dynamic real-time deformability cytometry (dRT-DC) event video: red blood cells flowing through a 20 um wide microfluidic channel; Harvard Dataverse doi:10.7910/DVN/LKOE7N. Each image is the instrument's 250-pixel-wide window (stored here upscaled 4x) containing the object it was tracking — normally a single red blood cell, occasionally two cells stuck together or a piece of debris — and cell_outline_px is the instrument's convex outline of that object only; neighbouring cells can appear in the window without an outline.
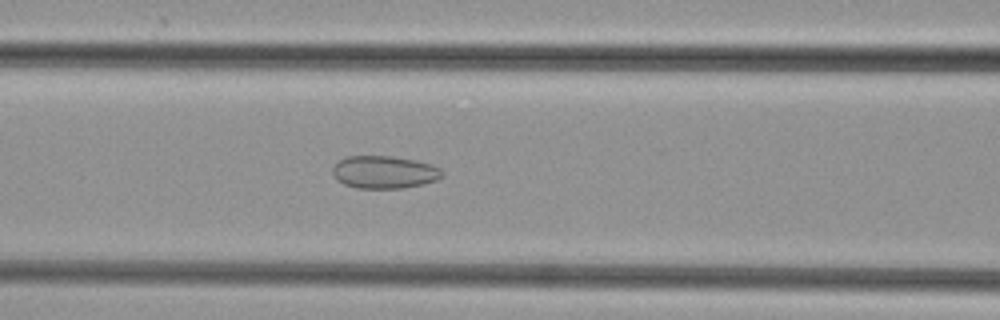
{"species": "common noctule bat (a hibernating species)", "species_latin": "Nyctalus noctula", "temperature_condition": "cold", "stored_images_in_passage": 45, "camera_frame_rate_fps": 3000, "um_per_image_px": 0.085, "animal": {"sex": "female", "body_mass_g": 29.2, "forearm_length_mm": 56.3}, "frame": {"image": 1, "passage_image": 17, "time_ms": 5.333, "image_size_px": [1000, 320], "cell_outline_px": [[444, 176], [436, 180], [424, 184], [404, 188], [356, 188], [344, 184], [336, 180], [332, 176], [332, 168], [340, 160], [348, 156], [388, 156], [416, 160], [432, 164], [440, 168], [444, 172]], "centroid_in_image_um": [32.68, 14.64], "position_along_channel_um": 133.9, "area_um2": 21.04}}
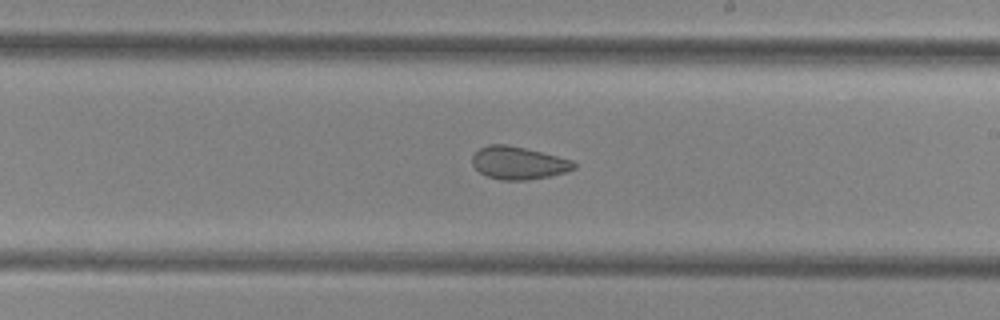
{"frame": {"image": 2, "passage_image": 25, "time_ms": 8.0, "image_size_px": [1000, 320], "cell_outline_px": [[576, 168], [568, 172], [528, 180], [500, 180], [488, 176], [480, 172], [472, 164], [472, 156], [480, 148], [488, 144], [508, 144], [572, 160], [576, 164]], "centroid_in_image_um": [44.07, 13.85], "position_along_channel_um": 244.9, "area_um2": 19.31}}
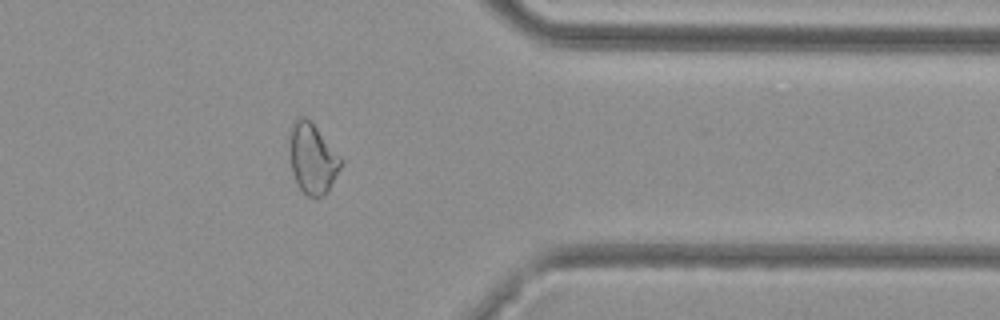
{"frame": {"image": 3, "passage_image": 36, "time_ms": 11.667, "image_size_px": [1000, 320], "cell_outline_px": [[344, 164], [328, 192], [320, 196], [308, 196], [296, 184], [292, 172], [292, 124], [296, 116], [304, 116], [316, 128], [344, 160]], "centroid_in_image_um": [26.63, 13.52], "position_along_channel_um": 384.8, "area_um2": 20.52}}